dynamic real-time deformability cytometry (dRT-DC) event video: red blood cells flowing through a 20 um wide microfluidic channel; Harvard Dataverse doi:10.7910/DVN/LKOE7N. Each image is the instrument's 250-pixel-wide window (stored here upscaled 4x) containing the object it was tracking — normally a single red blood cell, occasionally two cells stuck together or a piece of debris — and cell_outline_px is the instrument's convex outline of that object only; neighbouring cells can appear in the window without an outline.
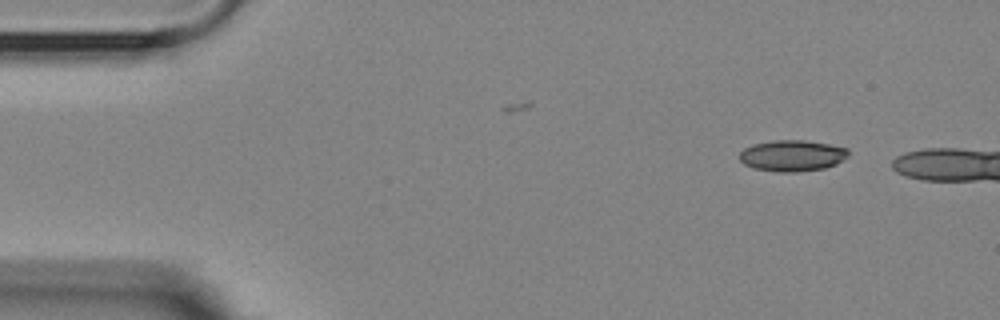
{"species": "Egyptian fruit bat (a non-hibernating species)", "species_latin": "Rousettus aegyptiacus", "temperature_condition": "room temperature", "stored_images_in_passage": 6, "segment_of_instrument_passage": [1, 2], "camera_frame_rate_fps": 3000, "um_per_image_px": 0.085, "animal": {"sex": "female"}, "frame": {"image": 1, "passage_image": 1, "time_ms": 0.0, "image_size_px": [1000, 320], "cell_outline_px": [[848, 156], [844, 160], [836, 164], [824, 168], [796, 172], [776, 172], [752, 168], [744, 164], [740, 160], [740, 152], [744, 148], [752, 144], [776, 140], [804, 140], [828, 144], [848, 148]], "centroid_in_image_um": [67.33, 13.23], "position_along_channel_um": 17.7, "area_um2": 19.88}}
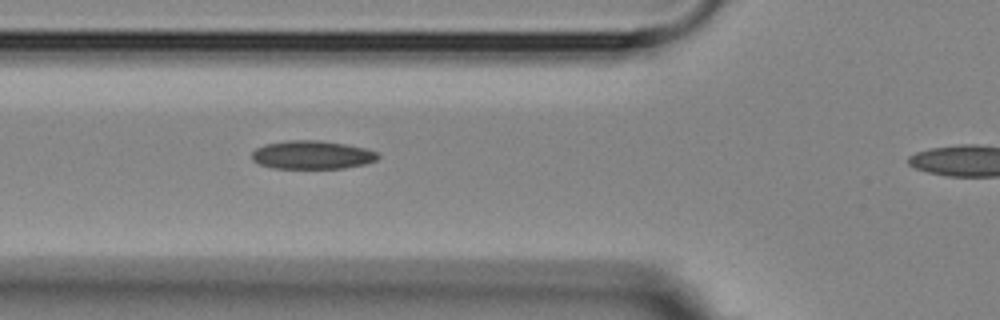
{"frame": {"image": 2, "passage_image": 5, "time_ms": 4.667, "image_size_px": [1000, 320], "cell_outline_px": [[380, 156], [376, 160], [364, 164], [344, 168], [272, 168], [260, 164], [252, 160], [252, 152], [256, 148], [264, 144], [288, 140], [316, 140], [344, 144], [364, 148], [376, 152]], "centroid_in_image_um": [26.49, 13.16], "position_along_channel_um": 99.3, "area_um2": 20.75}}